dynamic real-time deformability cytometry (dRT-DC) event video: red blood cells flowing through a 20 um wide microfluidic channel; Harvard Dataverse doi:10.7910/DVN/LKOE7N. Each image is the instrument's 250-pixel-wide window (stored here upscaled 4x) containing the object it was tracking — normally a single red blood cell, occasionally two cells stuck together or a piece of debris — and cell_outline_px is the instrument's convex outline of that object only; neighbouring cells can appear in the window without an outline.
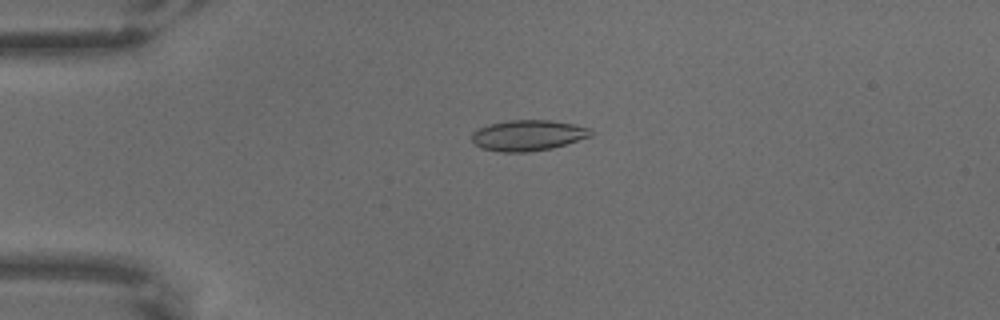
{"species": "common noctule bat (a hibernating species)", "species_latin": "Nyctalus noctula", "temperature_condition": "warm", "stored_images_in_passage": 5, "camera_frame_rate_fps": 3000, "um_per_image_px": 0.085, "animal": {"sex": "male", "body_mass_g": 18.8}, "frame": {"image": 1, "passage_image": 4, "time_ms": 1.0, "image_size_px": [1000, 320], "cell_outline_px": [[592, 136], [552, 148], [528, 152], [500, 152], [480, 148], [472, 140], [472, 132], [488, 124], [508, 120], [548, 120], [572, 124], [588, 128], [592, 132]], "centroid_in_image_um": [44.84, 11.51], "position_along_channel_um": 40.2, "area_um2": 21.21}}